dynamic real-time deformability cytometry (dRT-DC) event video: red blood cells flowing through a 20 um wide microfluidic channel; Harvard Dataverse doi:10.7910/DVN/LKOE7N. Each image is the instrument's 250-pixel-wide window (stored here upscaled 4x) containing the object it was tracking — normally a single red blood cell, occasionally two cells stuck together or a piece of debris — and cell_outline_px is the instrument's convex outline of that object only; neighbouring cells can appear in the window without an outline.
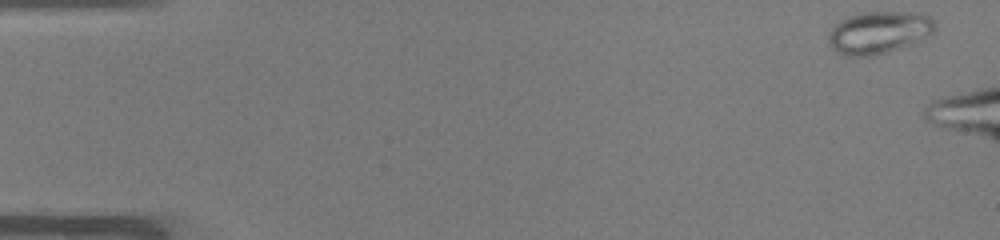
{"species": "common noctule bat (a hibernating species)", "species_latin": "Nyctalus noctula", "temperature_condition": "warm", "stored_images_in_passage": 43, "camera_frame_rate_fps": 3000, "um_per_image_px": 0.085, "animal": {"sex": "male", "body_mass_g": 19.0, "forearm_length_mm": 50.8}, "frame": {"image": 1, "passage_image": 1, "time_ms": 0.0, "image_size_px": [1000, 240], "cell_outline_px": [[936, 28], [932, 32], [920, 40], [912, 44], [888, 52], [868, 56], [848, 56], [832, 48], [828, 44], [828, 32], [840, 20], [864, 12], [920, 12], [928, 16], [936, 24]], "centroid_in_image_um": [74.71, 2.75], "position_along_channel_um": 10.3, "area_um2": 26.13}}
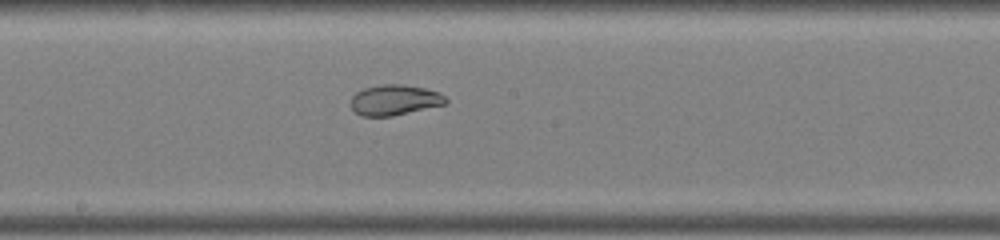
{"frame": {"image": 2, "passage_image": 27, "time_ms": 8.667, "image_size_px": [1000, 240], "cell_outline_px": [[448, 100], [444, 104], [392, 116], [360, 116], [352, 108], [352, 96], [356, 92], [364, 88], [384, 84], [404, 84], [424, 88], [440, 92]], "centroid_in_image_um": [33.54, 8.49], "position_along_channel_um": 214.7, "area_um2": 16.7}}
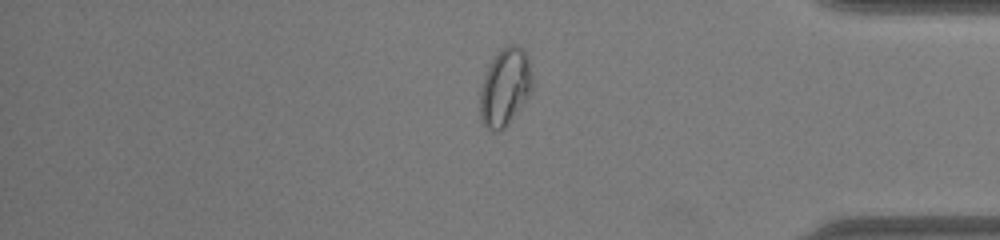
{"frame": {"image": 3, "passage_image": 42, "time_ms": 13.667, "image_size_px": [1000, 240], "cell_outline_px": [[532, 92], [508, 124], [500, 132], [496, 132], [488, 128], [484, 124], [480, 116], [480, 88], [484, 76], [492, 60], [500, 48], [508, 44], [516, 44], [524, 48], [528, 56], [532, 76]], "centroid_in_image_um": [42.94, 7.38], "position_along_channel_um": 392.3, "area_um2": 23.87}}